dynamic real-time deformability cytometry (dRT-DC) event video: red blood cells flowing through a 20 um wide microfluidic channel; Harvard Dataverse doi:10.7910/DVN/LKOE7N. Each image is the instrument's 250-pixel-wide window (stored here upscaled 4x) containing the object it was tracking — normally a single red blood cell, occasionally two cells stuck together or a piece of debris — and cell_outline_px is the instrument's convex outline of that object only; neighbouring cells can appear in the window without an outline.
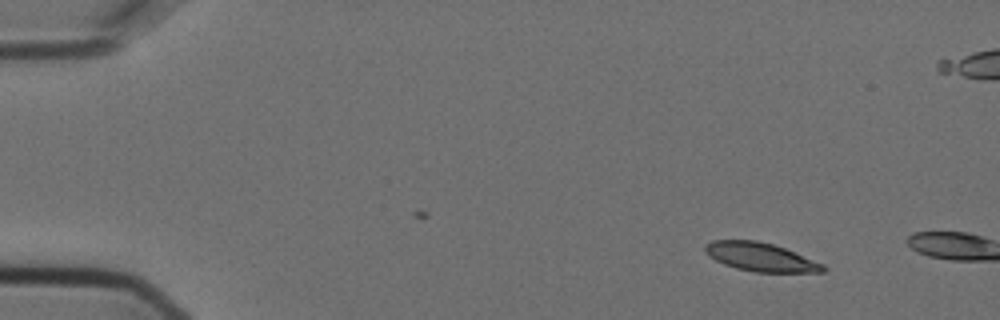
{"species": "Egyptian fruit bat (a non-hibernating species)", "species_latin": "Rousettus aegyptiacus", "temperature_condition": "cold", "stored_images_in_passage": 2, "camera_frame_rate_fps": 3000, "um_per_image_px": 0.085, "animal": {"sex": "female"}, "frame": {"image": 1, "passage_image": 1, "time_ms": 0.0, "image_size_px": [1000, 320], "cell_outline_px": [[828, 268], [824, 272], [756, 272], [736, 268], [724, 264], [708, 256], [704, 252], [704, 244], [712, 240], [756, 240], [772, 244], [784, 248], [824, 264]], "centroid_in_image_um": [64.63, 21.84], "position_along_channel_um": 20.4, "area_um2": 19.65}}